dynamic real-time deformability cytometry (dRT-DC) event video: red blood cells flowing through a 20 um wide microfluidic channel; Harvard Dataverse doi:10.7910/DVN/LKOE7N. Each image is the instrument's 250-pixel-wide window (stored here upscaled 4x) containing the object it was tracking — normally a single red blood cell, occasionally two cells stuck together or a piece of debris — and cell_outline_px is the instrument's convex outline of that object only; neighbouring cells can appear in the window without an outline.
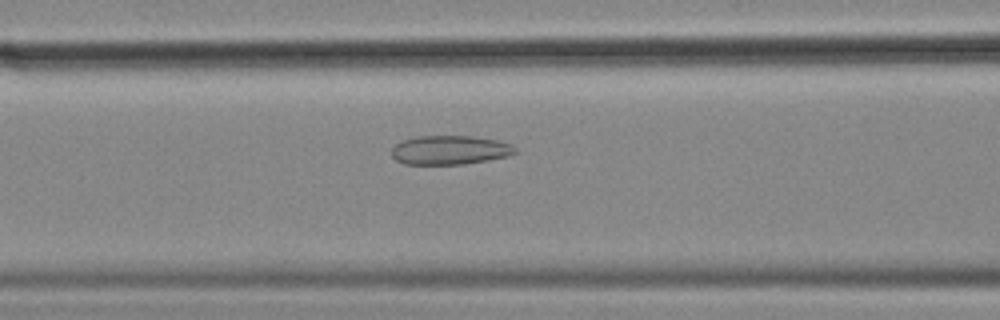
{"species": "common noctule bat (a hibernating species)", "species_latin": "Nyctalus noctula", "temperature_condition": "cold", "stored_images_in_passage": 56, "camera_frame_rate_fps": 3000, "um_per_image_px": 0.085, "animal": {"sex": "female", "body_mass_g": 18.4}, "frame": {"image": 1, "passage_image": 23, "time_ms": 7.333, "image_size_px": [1000, 320], "cell_outline_px": [[520, 152], [508, 156], [488, 160], [464, 164], [404, 164], [396, 160], [392, 156], [392, 148], [400, 140], [416, 136], [472, 136], [500, 140], [512, 144]], "centroid_in_image_um": [38.27, 12.74], "position_along_channel_um": 128.3, "area_um2": 21.21}}
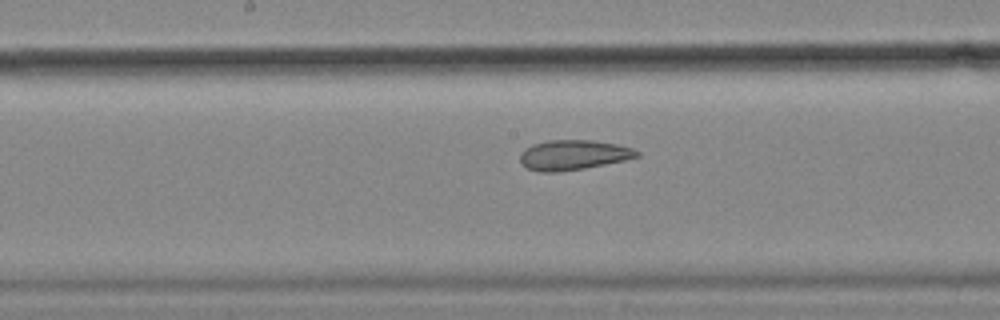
{"frame": {"image": 2, "passage_image": 29, "time_ms": 9.333, "image_size_px": [1000, 320], "cell_outline_px": [[640, 156], [624, 160], [584, 168], [560, 172], [540, 172], [528, 168], [520, 160], [520, 152], [524, 148], [532, 144], [548, 140], [592, 140], [616, 144], [632, 148], [640, 152]], "centroid_in_image_um": [48.71, 13.16], "position_along_channel_um": 199.5, "area_um2": 20.35}}
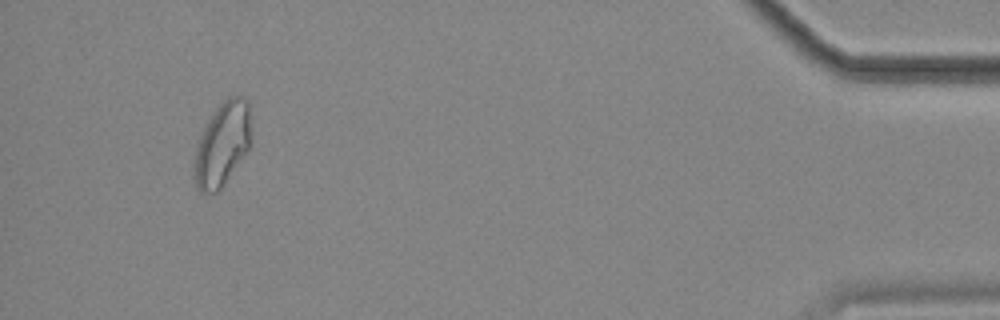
{"frame": {"image": 3, "passage_image": 53, "time_ms": 17.333, "image_size_px": [1000, 320], "cell_outline_px": [[252, 144], [224, 184], [216, 192], [200, 192], [196, 188], [192, 172], [192, 160], [200, 132], [216, 108], [228, 96], [244, 96], [248, 100], [252, 120]], "centroid_in_image_um": [18.9, 12.23], "position_along_channel_um": 416.3, "area_um2": 28.67}, "authors_computed_cell_mechanics": {"area_um2": 24.9118, "velocity_mm_per_s": 3.5605, "shape_relaxation_time_tau1_ms": null, "shape_relaxation_time_tau2_ms": 2.232, "deformation_change_tau1": null, "deformation_change_tau2": 0.0844}}